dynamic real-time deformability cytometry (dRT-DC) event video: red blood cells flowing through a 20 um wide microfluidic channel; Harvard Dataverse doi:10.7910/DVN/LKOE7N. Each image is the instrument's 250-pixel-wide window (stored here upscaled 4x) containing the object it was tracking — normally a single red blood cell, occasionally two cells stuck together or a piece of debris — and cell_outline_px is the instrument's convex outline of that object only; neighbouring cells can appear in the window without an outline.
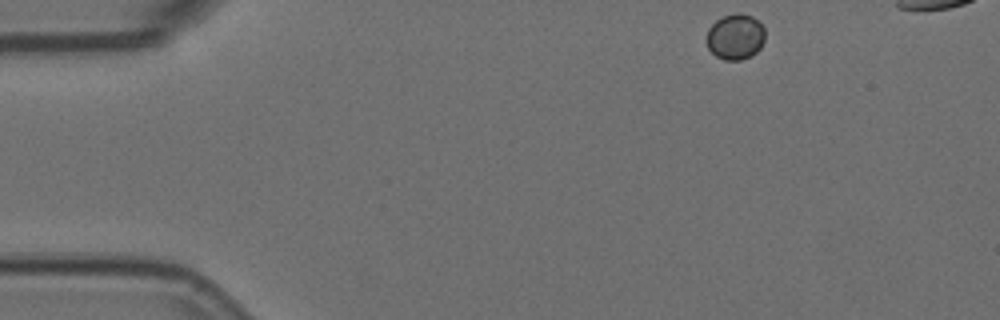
{"species": "Egyptian fruit bat (a non-hibernating species)", "species_latin": "Rousettus aegyptiacus", "temperature_condition": "room temperature", "stored_images_in_passage": 45, "camera_frame_rate_fps": 3000, "um_per_image_px": 0.085, "animal": {"sex": "female"}, "frame": {"image": 1, "passage_image": 1, "time_ms": 0.0, "image_size_px": [1000, 320], "cell_outline_px": [[764, 40], [760, 48], [752, 56], [740, 60], [724, 60], [716, 56], [708, 48], [708, 28], [716, 20], [724, 16], [736, 12], [752, 16], [764, 28]], "centroid_in_image_um": [62.51, 3.13], "position_along_channel_um": 22.5, "area_um2": 15.43}}
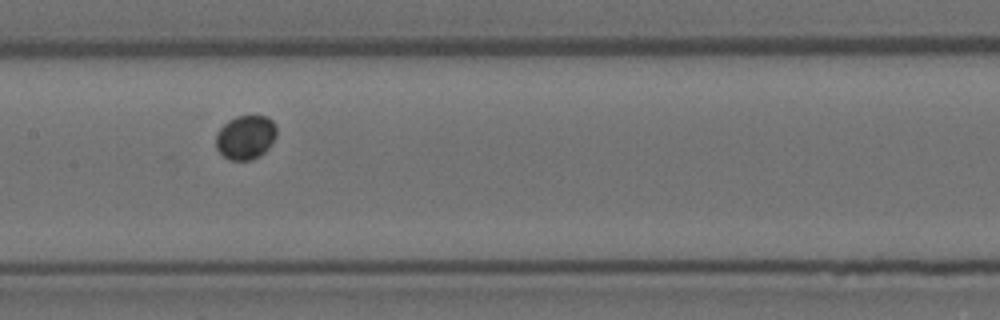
{"frame": {"image": 2, "passage_image": 21, "time_ms": 6.667, "image_size_px": [1000, 320], "cell_outline_px": [[276, 136], [268, 148], [264, 152], [248, 160], [228, 160], [216, 148], [216, 132], [228, 120], [236, 116], [268, 116], [276, 124]], "centroid_in_image_um": [20.86, 11.65], "position_along_channel_um": 186.5, "area_um2": 15.55}}
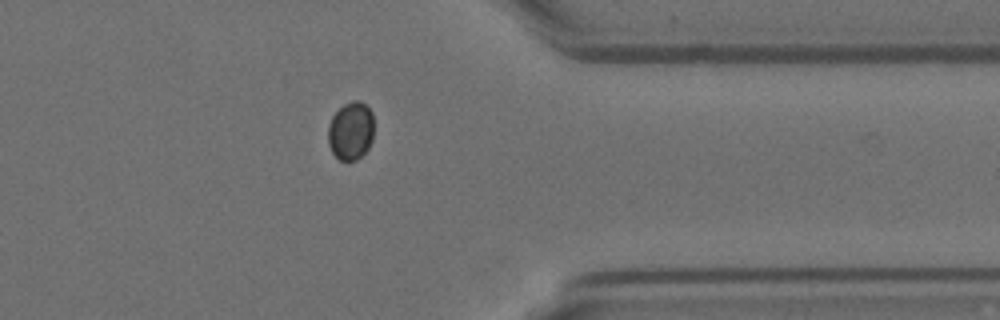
{"frame": {"image": 3, "passage_image": 38, "time_ms": 12.333, "image_size_px": [1000, 320], "cell_outline_px": [[372, 140], [368, 148], [356, 160], [340, 160], [332, 152], [328, 144], [328, 124], [332, 116], [344, 104], [352, 100], [360, 100], [372, 112]], "centroid_in_image_um": [29.79, 11.11], "position_along_channel_um": 381.6, "area_um2": 15.43}}